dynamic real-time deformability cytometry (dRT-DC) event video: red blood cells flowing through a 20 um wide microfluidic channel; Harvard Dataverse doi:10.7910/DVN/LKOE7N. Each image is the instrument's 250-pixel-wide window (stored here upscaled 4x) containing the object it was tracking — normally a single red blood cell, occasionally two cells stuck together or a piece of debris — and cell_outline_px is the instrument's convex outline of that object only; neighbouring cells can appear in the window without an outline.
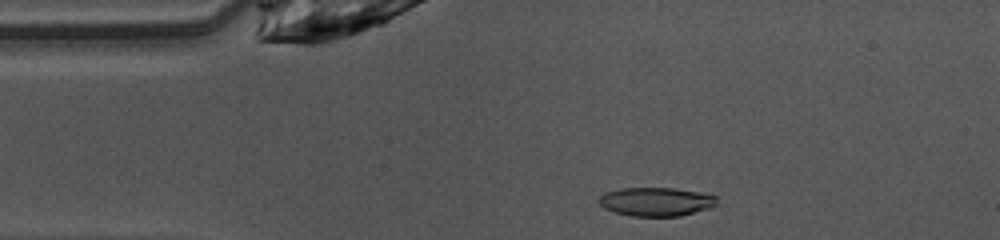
{"species": "common noctule bat (a hibernating species)", "species_latin": "Nyctalus noctula", "temperature_condition": "warm", "stored_images_in_passage": 35, "camera_frame_rate_fps": 3000, "um_per_image_px": 0.085, "animal": {"sex": "female", "body_mass_g": 10.0, "forearm_length_mm": 53.1}, "frame": {"image": 1, "passage_image": 5, "time_ms": 1.333, "image_size_px": [1000, 240], "cell_outline_px": [[716, 204], [708, 208], [680, 216], [632, 216], [616, 212], [604, 208], [596, 200], [604, 192], [620, 188], [676, 188], [700, 192], [716, 196]], "centroid_in_image_um": [55.73, 17.13], "position_along_channel_um": 29.3, "area_um2": 19.71}}
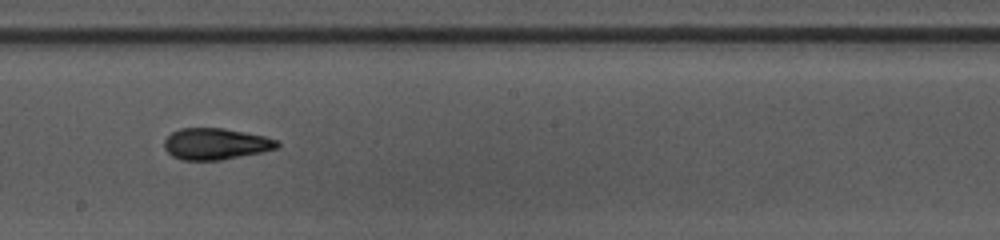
{"frame": {"image": 2, "passage_image": 22, "time_ms": 7.0, "image_size_px": [1000, 240], "cell_outline_px": [[280, 144], [276, 148], [264, 152], [220, 160], [180, 160], [172, 156], [164, 148], [164, 140], [172, 132], [180, 128], [224, 128], [264, 136], [276, 140]], "centroid_in_image_um": [18.31, 12.23], "position_along_channel_um": 229.9, "area_um2": 20.69}}
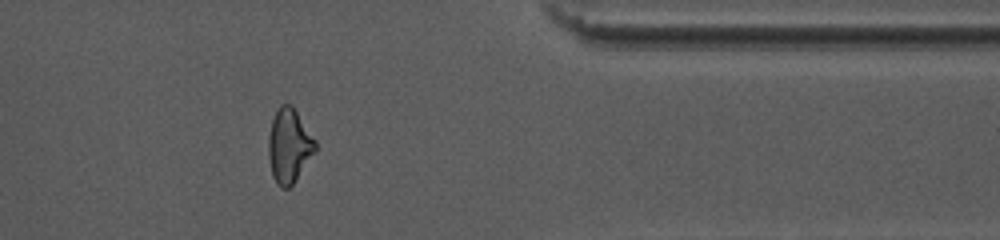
{"frame": {"image": 3, "passage_image": 35, "time_ms": 11.333, "image_size_px": [1000, 240], "cell_outline_px": [[316, 152], [292, 184], [288, 188], [280, 188], [276, 184], [272, 176], [268, 156], [268, 136], [272, 120], [280, 104], [292, 104], [316, 140]], "centroid_in_image_um": [24.57, 12.39], "position_along_channel_um": 386.8, "area_um2": 20.4}, "authors_computed_cell_mechanics": {"area_um2": 20.4034, "velocity_mm_per_s": 4.1012, "shape_relaxation_time_tau1_ms": 5.9635, "shape_relaxation_time_tau2_ms": 2.5507, "deformation_change_tau1": 0.1699, "deformation_change_tau2": 0.1008}}